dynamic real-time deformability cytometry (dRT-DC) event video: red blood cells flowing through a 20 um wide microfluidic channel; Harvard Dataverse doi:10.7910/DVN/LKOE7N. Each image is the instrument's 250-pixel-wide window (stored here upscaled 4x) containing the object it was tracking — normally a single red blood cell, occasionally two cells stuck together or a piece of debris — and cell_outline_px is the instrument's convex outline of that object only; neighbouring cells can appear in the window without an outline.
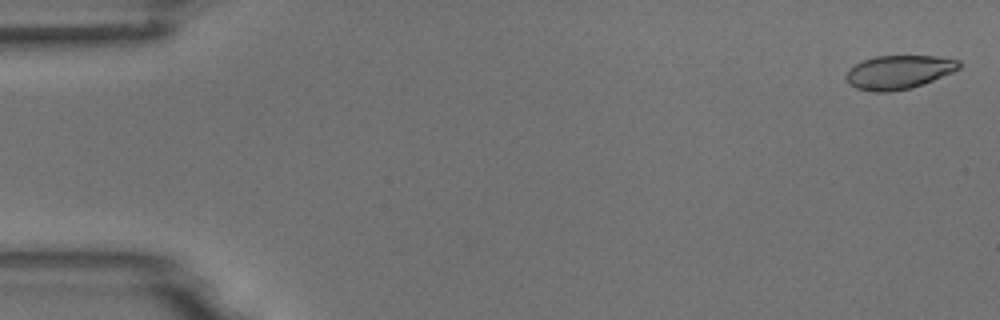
{"species": "common noctule bat (a hibernating species)", "species_latin": "Nyctalus noctula", "temperature_condition": "room temperature", "stored_images_in_passage": 5, "camera_frame_rate_fps": 3000, "um_per_image_px": 0.085, "animal": {"sex": "male", "body_mass_g": 18.8}, "frame": {"image": 1, "passage_image": 1, "time_ms": 0.0, "image_size_px": [1000, 320], "cell_outline_px": [[960, 68], [952, 72], [932, 80], [908, 88], [888, 92], [872, 92], [856, 88], [848, 84], [844, 76], [848, 68], [864, 60], [876, 56], [936, 56], [960, 60]], "centroid_in_image_um": [76.34, 6.13], "position_along_channel_um": 8.7, "area_um2": 22.08}}
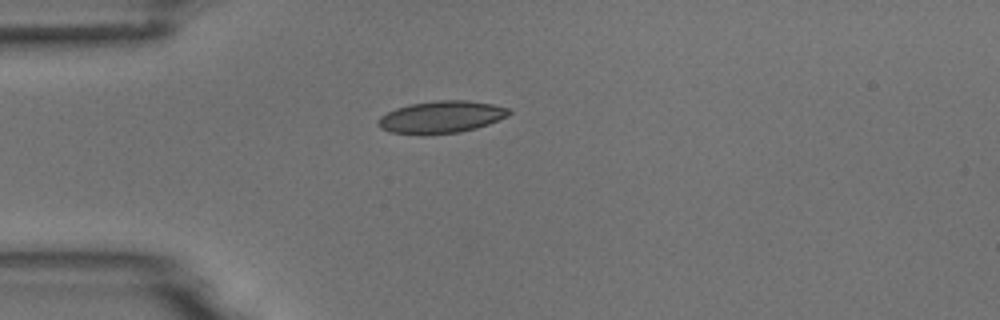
{"frame": {"image": 2, "passage_image": 4, "time_ms": 1.0, "image_size_px": [1000, 320], "cell_outline_px": [[512, 112], [508, 116], [488, 124], [476, 128], [460, 132], [424, 136], [420, 136], [388, 132], [380, 128], [376, 124], [376, 120], [380, 116], [396, 108], [408, 104], [436, 100], [468, 100], [492, 104], [508, 108]], "centroid_in_image_um": [37.45, 9.97], "position_along_channel_um": 47.6, "area_um2": 25.09}}